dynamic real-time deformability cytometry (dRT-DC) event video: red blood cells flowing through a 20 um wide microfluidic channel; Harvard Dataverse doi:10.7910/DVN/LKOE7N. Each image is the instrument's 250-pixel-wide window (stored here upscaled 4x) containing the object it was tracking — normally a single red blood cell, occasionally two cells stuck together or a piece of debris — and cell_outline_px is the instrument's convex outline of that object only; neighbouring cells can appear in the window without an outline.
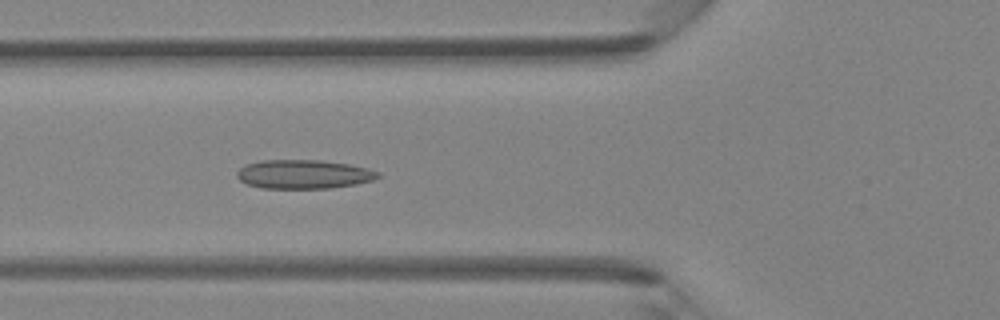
{"species": "Egyptian fruit bat (a non-hibernating species)", "species_latin": "Rousettus aegyptiacus", "temperature_condition": "room temperature", "stored_images_in_passage": 45, "camera_frame_rate_fps": 3000, "um_per_image_px": 0.085, "animal": {"sex": "female"}, "frame": {"image": 1, "passage_image": 16, "time_ms": 5.0, "image_size_px": [1000, 320], "cell_outline_px": [[380, 176], [372, 180], [356, 184], [328, 188], [260, 188], [248, 184], [240, 180], [236, 176], [236, 172], [244, 164], [260, 160], [320, 160], [348, 164], [368, 168], [380, 172]], "centroid_in_image_um": [25.78, 14.8], "position_along_channel_um": 100.0, "area_um2": 23.81}}
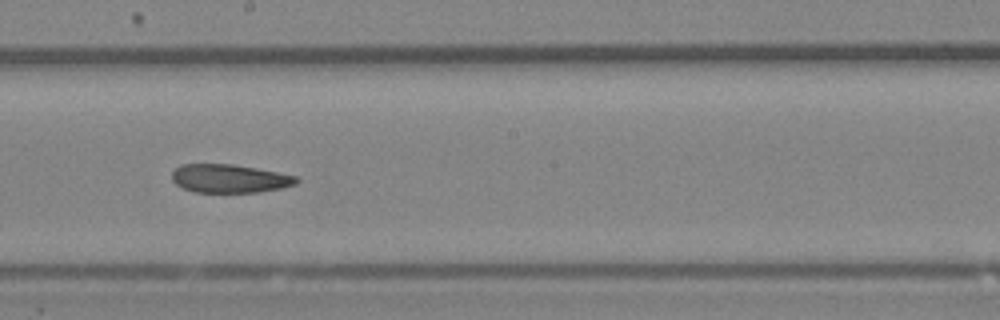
{"frame": {"image": 2, "passage_image": 25, "time_ms": 8.0, "image_size_px": [1000, 320], "cell_outline_px": [[300, 180], [296, 184], [280, 188], [256, 192], [196, 192], [184, 188], [176, 184], [172, 180], [172, 172], [180, 164], [232, 164], [256, 168], [296, 176]], "centroid_in_image_um": [19.49, 15.17], "position_along_channel_um": 228.7, "area_um2": 20.46}}
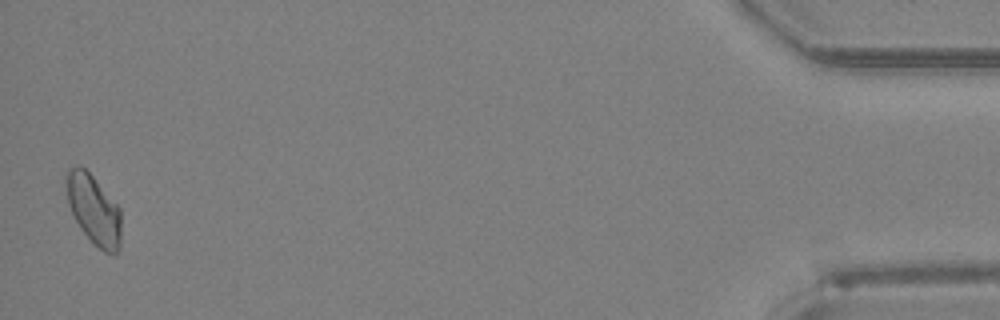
{"frame": {"image": 3, "passage_image": 45, "time_ms": 14.667, "image_size_px": [1000, 320], "cell_outline_px": [[120, 248], [112, 256], [104, 252], [80, 228], [68, 204], [64, 180], [68, 168], [76, 164], [84, 168], [92, 176], [120, 208]], "centroid_in_image_um": [7.94, 17.79], "position_along_channel_um": 427.3, "area_um2": 22.14}}